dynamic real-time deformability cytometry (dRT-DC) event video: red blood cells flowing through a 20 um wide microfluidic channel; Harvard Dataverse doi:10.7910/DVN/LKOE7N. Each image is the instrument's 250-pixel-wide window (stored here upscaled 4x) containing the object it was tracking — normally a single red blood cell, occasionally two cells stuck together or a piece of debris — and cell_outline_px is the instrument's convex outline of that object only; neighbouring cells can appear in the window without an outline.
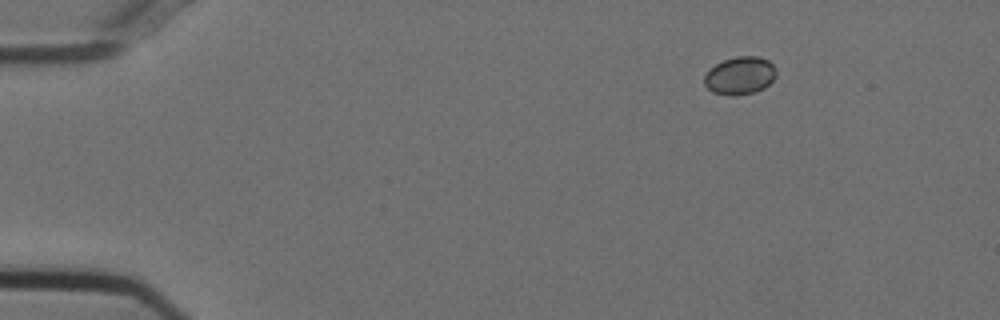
{"species": "Egyptian fruit bat (a non-hibernating species)", "species_latin": "Rousettus aegyptiacus", "temperature_condition": "cold", "stored_images_in_passage": 49, "camera_frame_rate_fps": 3000, "um_per_image_px": 0.085, "animal": {"sex": "female"}, "frame": {"image": 1, "passage_image": 1, "time_ms": 0.0, "image_size_px": [1000, 320], "cell_outline_px": [[776, 76], [764, 88], [752, 92], [736, 96], [728, 96], [712, 92], [704, 84], [704, 76], [716, 64], [724, 60], [736, 56], [760, 56], [768, 60], [776, 68]], "centroid_in_image_um": [62.9, 6.43], "position_along_channel_um": 22.1, "area_um2": 15.84}}
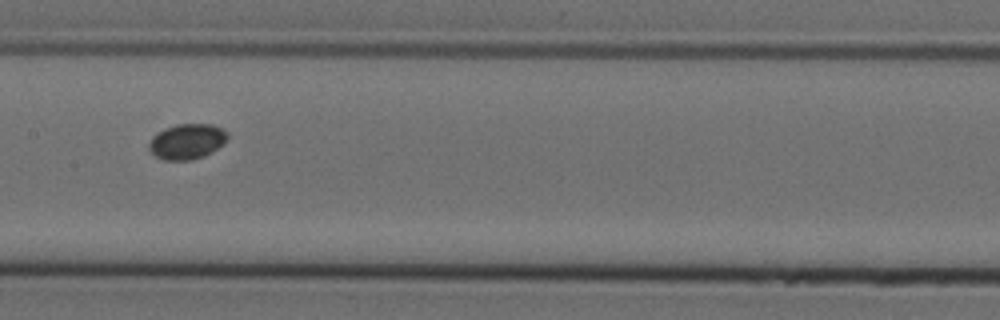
{"frame": {"image": 2, "passage_image": 22, "time_ms": 7.0, "image_size_px": [1000, 320], "cell_outline_px": [[228, 136], [224, 144], [212, 152], [204, 156], [192, 160], [164, 160], [156, 156], [148, 148], [148, 144], [152, 136], [164, 128], [176, 124], [212, 124], [228, 132]], "centroid_in_image_um": [15.9, 12.02], "position_along_channel_um": 191.5, "area_um2": 16.3}}
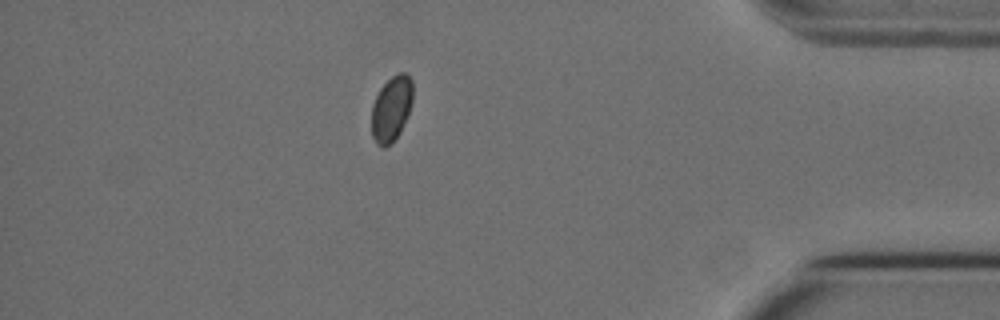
{"frame": {"image": 3, "passage_image": 42, "time_ms": 13.667, "image_size_px": [1000, 320], "cell_outline_px": [[412, 104], [400, 132], [392, 144], [384, 148], [376, 144], [372, 136], [372, 104], [380, 88], [392, 76], [400, 72], [408, 72], [412, 80]], "centroid_in_image_um": [33.27, 9.24], "position_along_channel_um": 401.9, "area_um2": 15.84}, "authors_computed_cell_mechanics": {"area_um2": 15.895, "velocity_mm_per_s": 3.7048, "shape_relaxation_time_tau1_ms": null, "shape_relaxation_time_tau2_ms": 9.82, "deformation_change_tau1": null, "deformation_change_tau2": 0.0407}}